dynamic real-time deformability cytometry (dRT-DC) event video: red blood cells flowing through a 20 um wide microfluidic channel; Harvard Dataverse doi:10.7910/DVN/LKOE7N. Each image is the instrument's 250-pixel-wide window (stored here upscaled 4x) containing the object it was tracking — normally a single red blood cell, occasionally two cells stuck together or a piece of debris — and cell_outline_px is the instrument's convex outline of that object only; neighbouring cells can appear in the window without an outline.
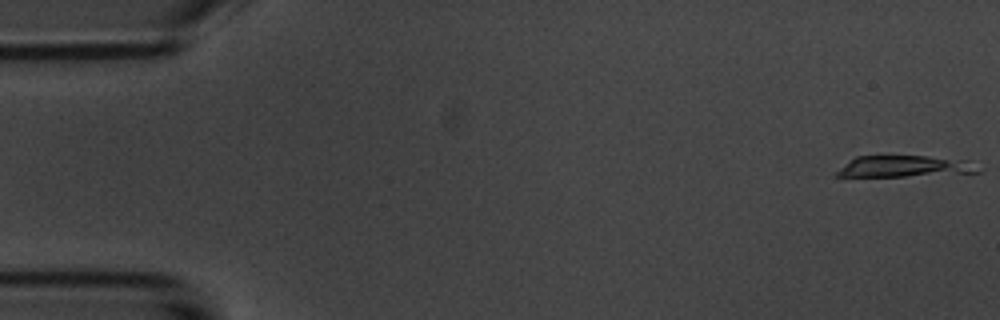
{"species": "common noctule bat (a hibernating species)", "species_latin": "Nyctalus noctula", "temperature_condition": "room temperature", "stored_images_in_passage": 4, "camera_frame_rate_fps": 3000, "um_per_image_px": 0.085, "animal": {"sex": "male", "body_mass_g": 20.1, "forearm_length_mm": 53.5}, "frame": {"image": 1, "passage_image": 1, "time_ms": 0.0, "image_size_px": [1000, 320], "cell_outline_px": [[980, 172], [904, 176], [832, 176], [840, 168], [856, 156], [928, 156], [968, 160]], "centroid_in_image_um": [76.84, 14.14], "position_along_channel_um": 8.2, "area_um2": 17.22}}